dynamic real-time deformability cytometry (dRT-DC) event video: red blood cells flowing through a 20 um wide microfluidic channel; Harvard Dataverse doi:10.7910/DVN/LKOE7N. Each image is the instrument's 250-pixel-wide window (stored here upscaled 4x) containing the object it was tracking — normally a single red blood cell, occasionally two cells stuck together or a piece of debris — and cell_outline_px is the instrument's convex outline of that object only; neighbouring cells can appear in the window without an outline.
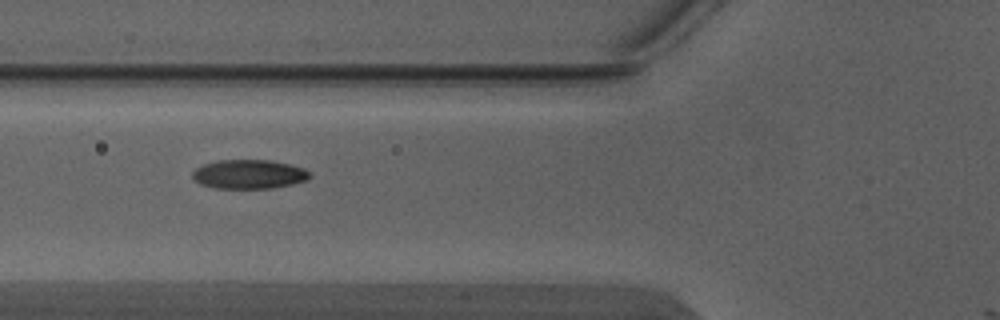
{"species": "Egyptian fruit bat (a non-hibernating species)", "species_latin": "Rousettus aegyptiacus", "temperature_condition": "warm", "stored_images_in_passage": 7, "camera_frame_rate_fps": 3000, "um_per_image_px": 0.085, "animal": {"sex": "male"}, "frame": {"image": 1, "passage_image": 5, "time_ms": 1.333, "image_size_px": [1000, 320], "cell_outline_px": [[312, 176], [308, 180], [292, 184], [272, 188], [216, 188], [200, 184], [192, 176], [192, 172], [196, 168], [204, 164], [216, 160], [268, 160], [292, 164], [304, 168], [312, 172]], "centroid_in_image_um": [21.21, 14.8], "position_along_channel_um": 104.6, "area_um2": 20.06}}
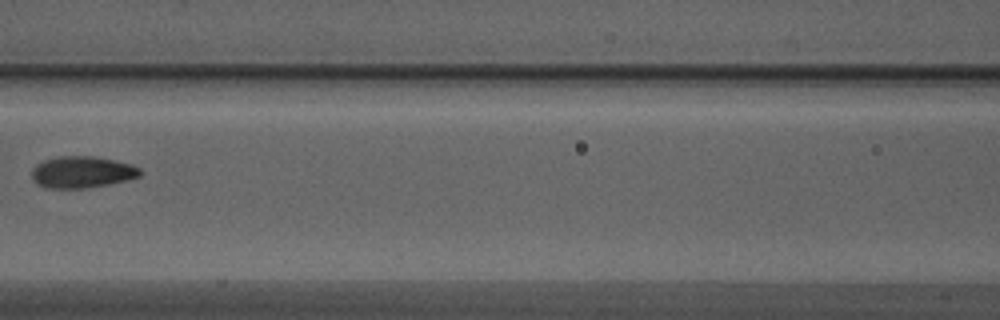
{"frame": {"image": 2, "passage_image": 6, "time_ms": 1.667, "image_size_px": [1000, 320], "cell_outline_px": [[144, 172], [140, 176], [108, 184], [84, 188], [48, 188], [36, 184], [32, 180], [32, 168], [36, 164], [44, 160], [60, 156], [92, 156], [132, 164], [140, 168]], "centroid_in_image_um": [6.95, 14.63], "position_along_channel_um": 159.6, "area_um2": 19.94}}
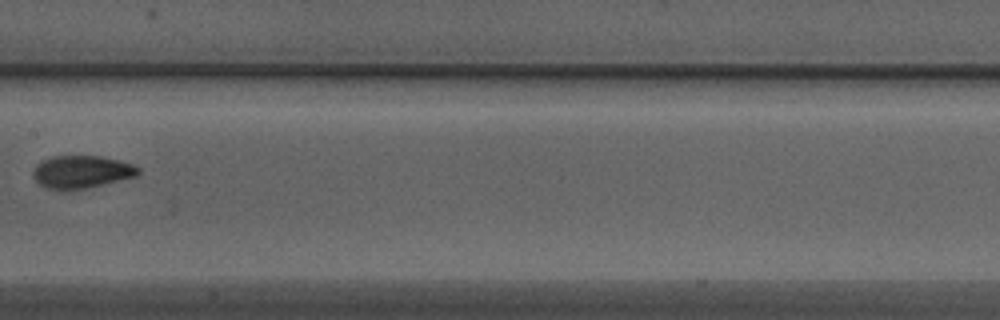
{"frame": {"image": 3, "passage_image": 7, "time_ms": 2.0, "image_size_px": [1000, 320], "cell_outline_px": [[140, 172], [136, 176], [88, 188], [68, 192], [64, 192], [44, 188], [32, 176], [32, 172], [36, 164], [40, 160], [52, 156], [100, 156], [132, 164], [140, 168]], "centroid_in_image_um": [6.86, 14.64], "position_along_channel_um": 200.5, "area_um2": 20.46}}